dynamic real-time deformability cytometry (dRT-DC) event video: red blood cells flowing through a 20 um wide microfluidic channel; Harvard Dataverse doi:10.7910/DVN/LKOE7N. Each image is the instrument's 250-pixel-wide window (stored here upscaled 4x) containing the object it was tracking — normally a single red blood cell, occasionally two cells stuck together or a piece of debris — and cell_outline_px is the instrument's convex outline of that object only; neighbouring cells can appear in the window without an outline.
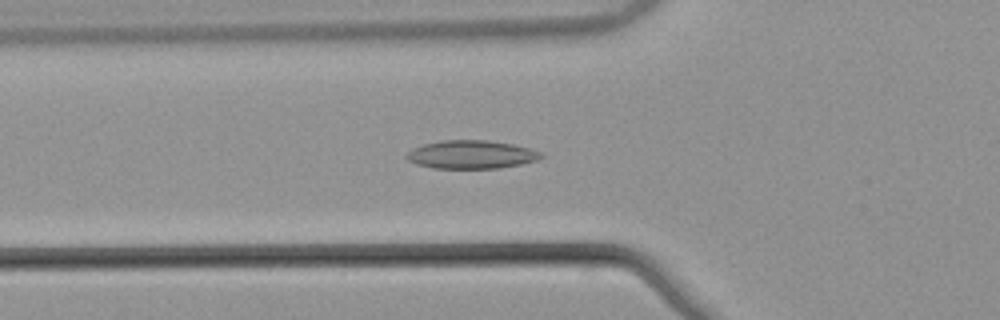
{"species": "common noctule bat (a hibernating species)", "species_latin": "Nyctalus noctula", "temperature_condition": "warm", "stored_images_in_passage": 47, "camera_frame_rate_fps": 3000, "um_per_image_px": 0.085, "animal": {"sex": "male", "body_mass_g": 21.5, "forearm_length_mm": 52.0}, "frame": {"image": 1, "passage_image": 13, "time_ms": 4.0, "image_size_px": [1000, 320], "cell_outline_px": [[544, 156], [536, 160], [520, 164], [496, 168], [432, 168], [416, 164], [408, 160], [404, 156], [412, 148], [424, 144], [444, 140], [488, 140], [512, 144], [528, 148], [540, 152]], "centroid_in_image_um": [40.02, 13.13], "position_along_channel_um": 85.8, "area_um2": 22.02}}
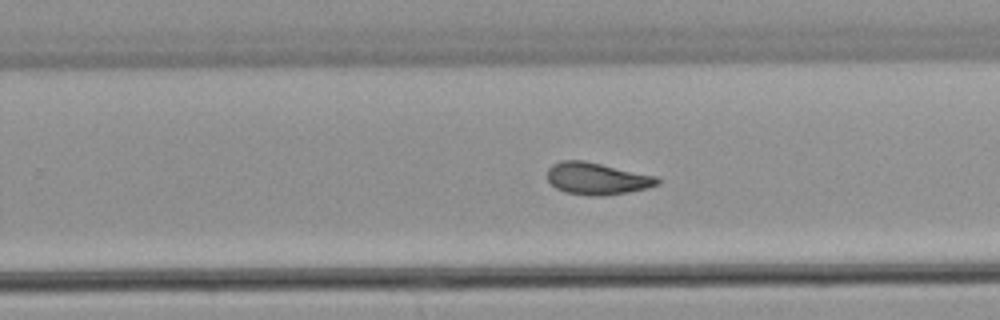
{"frame": {"image": 2, "passage_image": 28, "time_ms": 9.0, "image_size_px": [1000, 320], "cell_outline_px": [[660, 184], [648, 188], [628, 192], [604, 196], [588, 196], [564, 192], [556, 188], [548, 180], [548, 168], [552, 164], [560, 160], [580, 160], [600, 164], [656, 176], [660, 180]], "centroid_in_image_um": [50.73, 15.19], "position_along_channel_um": 279.1, "area_um2": 20.52}}
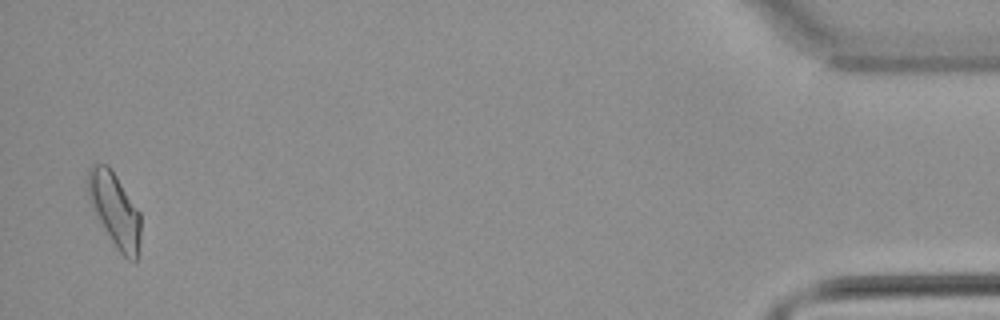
{"frame": {"image": 3, "passage_image": 46, "time_ms": 15.0, "image_size_px": [1000, 320], "cell_outline_px": [[140, 236], [136, 260], [128, 260], [116, 248], [104, 228], [88, 196], [88, 168], [92, 164], [108, 164], [140, 212]], "centroid_in_image_um": [9.76, 17.81], "position_along_channel_um": 425.4, "area_um2": 22.14}, "authors_computed_cell_mechanics": {"area_um2": 20.5768, "velocity_mm_per_s": 3.866, "shape_relaxation_time_tau1_ms": null, "shape_relaxation_time_tau2_ms": 1.9988, "deformation_change_tau1": null, "deformation_change_tau2": 0.0801}}